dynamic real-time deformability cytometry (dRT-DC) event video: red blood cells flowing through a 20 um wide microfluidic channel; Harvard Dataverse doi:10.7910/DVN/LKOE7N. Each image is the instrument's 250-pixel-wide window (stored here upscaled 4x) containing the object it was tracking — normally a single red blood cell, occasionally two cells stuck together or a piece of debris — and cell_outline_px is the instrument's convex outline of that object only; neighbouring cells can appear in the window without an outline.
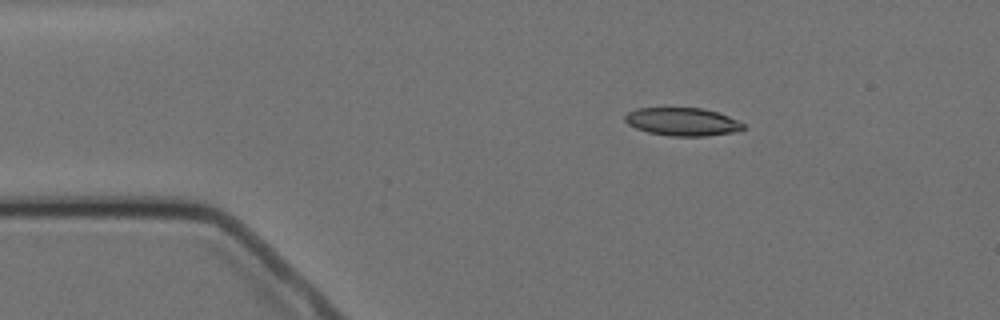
{"species": "Egyptian fruit bat (a non-hibernating species)", "species_latin": "Rousettus aegyptiacus", "temperature_condition": "cold", "stored_images_in_passage": 5, "camera_frame_rate_fps": 3000, "um_per_image_px": 0.085, "animal": {"sex": "female"}, "frame": {"image": 1, "passage_image": 2, "time_ms": 1.333, "image_size_px": [1000, 320], "cell_outline_px": [[744, 128], [740, 132], [704, 136], [672, 136], [648, 132], [636, 128], [628, 124], [624, 120], [624, 116], [628, 112], [636, 108], [704, 108], [728, 116], [744, 124]], "centroid_in_image_um": [58.01, 10.35], "position_along_channel_um": 27.0, "area_um2": 19.36}}
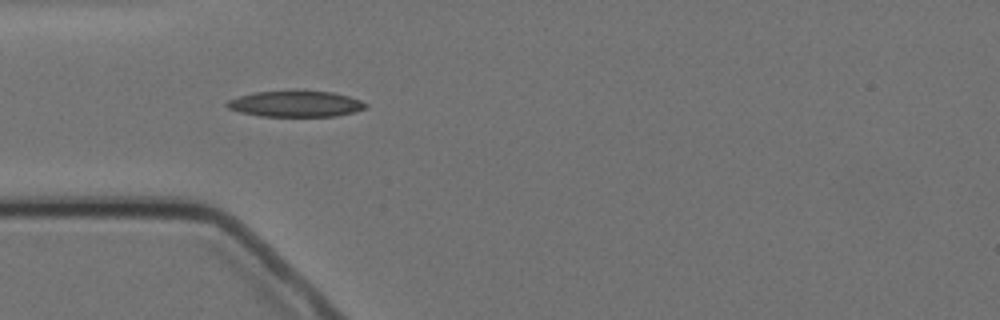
{"frame": {"image": 2, "passage_image": 4, "time_ms": 3.667, "image_size_px": [1000, 320], "cell_outline_px": [[368, 104], [364, 108], [356, 112], [336, 116], [260, 116], [240, 112], [228, 108], [224, 104], [228, 100], [240, 96], [256, 92], [332, 92], [348, 96], [360, 100]], "centroid_in_image_um": [25.13, 8.85], "position_along_channel_um": 59.9, "area_um2": 20.58}}
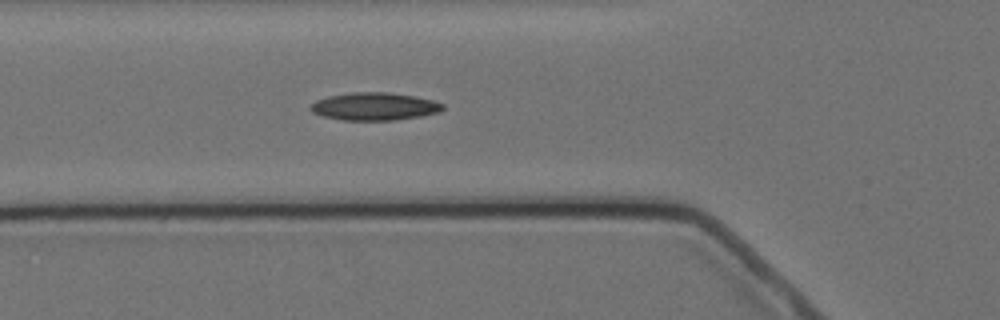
{"frame": {"image": 3, "passage_image": 5, "time_ms": 4.667, "image_size_px": [1000, 320], "cell_outline_px": [[444, 108], [440, 112], [420, 116], [392, 120], [340, 120], [324, 116], [312, 112], [308, 108], [316, 100], [328, 96], [352, 92], [388, 92], [416, 96], [432, 100], [444, 104]], "centroid_in_image_um": [31.83, 9.04], "position_along_channel_um": 94.0, "area_um2": 21.39}}